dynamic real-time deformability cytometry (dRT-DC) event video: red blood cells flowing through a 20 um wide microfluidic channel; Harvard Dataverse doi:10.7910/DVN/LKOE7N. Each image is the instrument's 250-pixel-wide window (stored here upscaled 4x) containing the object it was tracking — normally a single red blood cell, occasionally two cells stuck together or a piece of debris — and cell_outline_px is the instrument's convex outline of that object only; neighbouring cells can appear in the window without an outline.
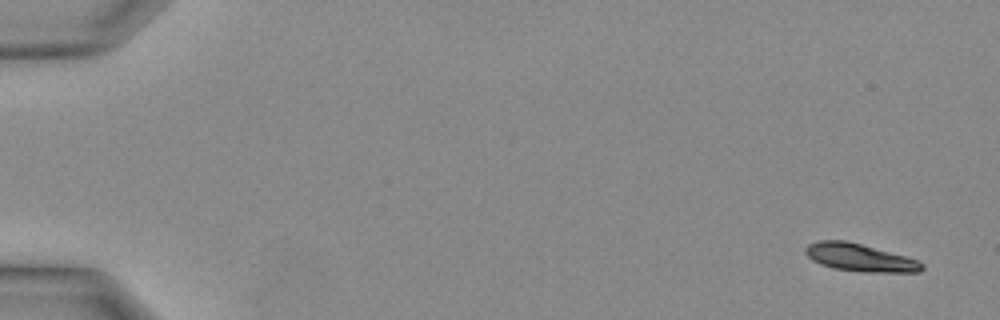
{"species": "Egyptian fruit bat (a non-hibernating species)", "species_latin": "Rousettus aegyptiacus", "temperature_condition": "warm", "stored_images_in_passage": 34, "camera_frame_rate_fps": 3000, "um_per_image_px": 0.085, "animal": {"sex": "female"}, "frame": {"image": 1, "passage_image": 1, "time_ms": 0.0, "image_size_px": [1000, 320], "cell_outline_px": [[924, 268], [920, 272], [872, 272], [832, 268], [812, 260], [804, 252], [804, 248], [808, 244], [820, 240], [848, 240], [904, 256], [916, 260], [924, 264]], "centroid_in_image_um": [73.06, 21.88], "position_along_channel_um": 11.9, "area_um2": 18.61}}
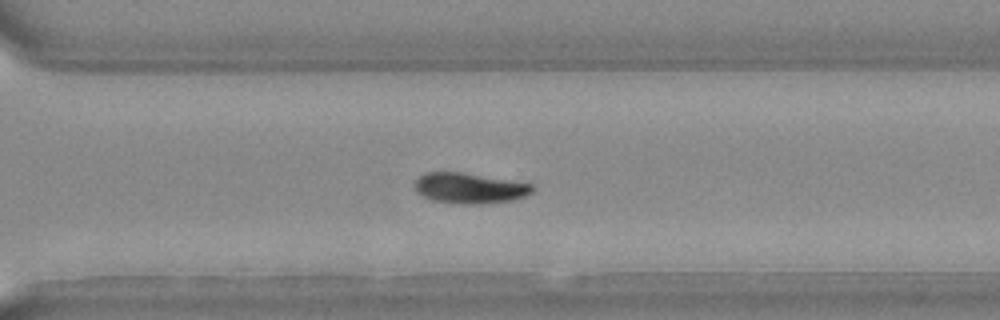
{"frame": {"image": 2, "passage_image": 24, "time_ms": 7.667, "image_size_px": [1000, 320], "cell_outline_px": [[532, 192], [524, 196], [512, 200], [472, 204], [468, 204], [432, 200], [416, 192], [416, 180], [424, 172], [460, 172], [532, 184]], "centroid_in_image_um": [39.88, 15.98], "position_along_channel_um": 330.7, "area_um2": 20.35}}
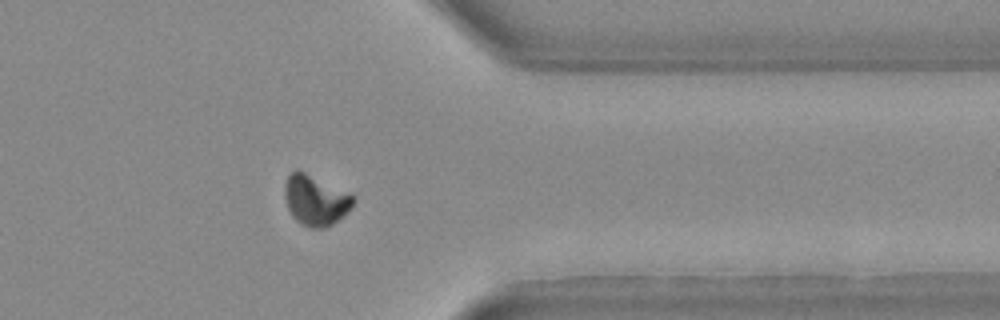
{"frame": {"image": 3, "passage_image": 27, "time_ms": 8.667, "image_size_px": [1000, 320], "cell_outline_px": [[356, 200], [348, 212], [344, 216], [332, 224], [324, 228], [308, 228], [300, 224], [292, 216], [288, 208], [284, 196], [284, 184], [288, 176], [296, 168], [356, 196]], "centroid_in_image_um": [26.82, 17.03], "position_along_channel_um": 384.6, "area_um2": 20.29}}